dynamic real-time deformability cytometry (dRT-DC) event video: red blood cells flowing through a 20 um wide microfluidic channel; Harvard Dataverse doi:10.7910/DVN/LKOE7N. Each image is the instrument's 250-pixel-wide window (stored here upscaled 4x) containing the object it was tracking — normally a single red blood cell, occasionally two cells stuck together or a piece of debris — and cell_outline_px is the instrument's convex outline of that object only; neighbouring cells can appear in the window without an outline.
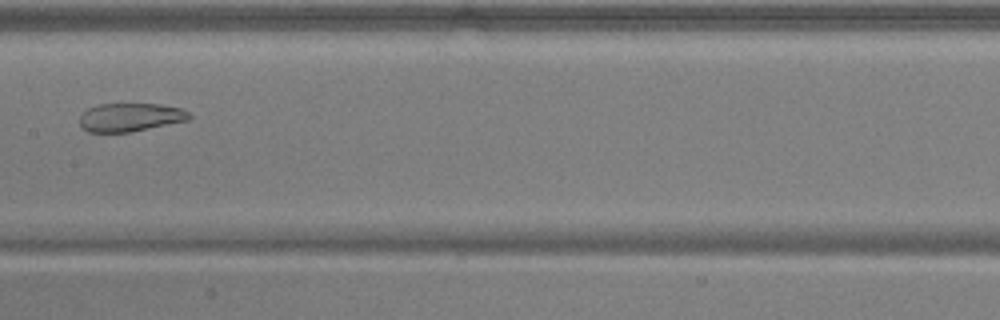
{"species": "common noctule bat (a hibernating species)", "species_latin": "Nyctalus noctula", "temperature_condition": "warm", "stored_images_in_passage": 6, "camera_frame_rate_fps": 3000, "um_per_image_px": 0.085, "animal": {"sex": "male", "body_mass_g": 17.9, "forearm_length_mm": 54.2}, "frame": {"image": 1, "passage_image": 6, "time_ms": 1.667, "image_size_px": [1000, 320], "cell_outline_px": [[192, 116], [188, 120], [132, 132], [88, 132], [80, 124], [80, 116], [88, 108], [96, 104], [160, 104], [180, 108], [188, 112]], "centroid_in_image_um": [11.07, 9.97], "position_along_channel_um": 196.3, "area_um2": 18.09}}